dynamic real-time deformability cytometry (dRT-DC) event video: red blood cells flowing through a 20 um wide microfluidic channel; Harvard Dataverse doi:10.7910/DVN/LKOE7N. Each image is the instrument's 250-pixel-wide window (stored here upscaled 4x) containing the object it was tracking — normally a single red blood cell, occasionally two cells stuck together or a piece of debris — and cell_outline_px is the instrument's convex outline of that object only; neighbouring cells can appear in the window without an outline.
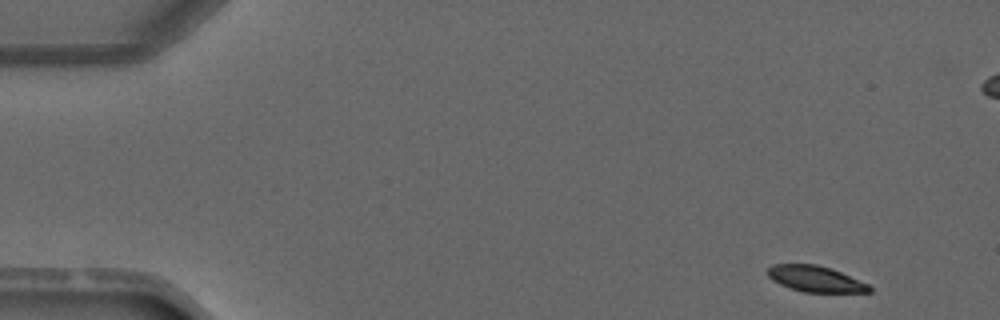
{"species": "common noctule bat (a hibernating species)", "species_latin": "Nyctalus noctula", "temperature_condition": "warm", "stored_images_in_passage": 4, "camera_frame_rate_fps": 3000, "um_per_image_px": 0.085, "animal": {"sex": "male", "forearm_length_mm": 52.5}, "frame": {"image": 1, "passage_image": 1, "time_ms": 0.0, "image_size_px": [1000, 320], "cell_outline_px": [[872, 292], [804, 292], [780, 284], [772, 280], [768, 276], [768, 268], [772, 264], [816, 264], [832, 268], [868, 284], [872, 288]], "centroid_in_image_um": [69.32, 23.7], "position_along_channel_um": 15.7, "area_um2": 15.32}}